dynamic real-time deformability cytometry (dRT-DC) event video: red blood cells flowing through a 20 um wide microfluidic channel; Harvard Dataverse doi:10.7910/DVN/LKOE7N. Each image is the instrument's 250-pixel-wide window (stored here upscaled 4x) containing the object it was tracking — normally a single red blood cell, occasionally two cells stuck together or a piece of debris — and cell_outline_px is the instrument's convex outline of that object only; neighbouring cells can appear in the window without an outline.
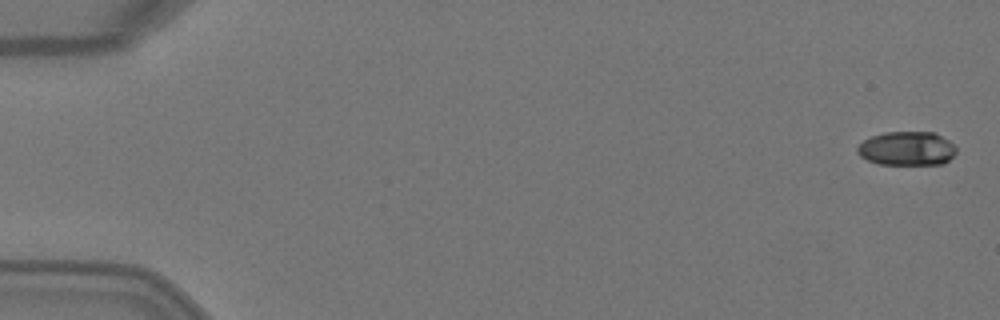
{"species": "Egyptian fruit bat (a non-hibernating species)", "species_latin": "Rousettus aegyptiacus", "temperature_condition": "warm", "stored_images_in_passage": 4, "camera_frame_rate_fps": 3000, "um_per_image_px": 0.085, "animal": {"sex": "female"}, "frame": {"image": 1, "passage_image": 1, "time_ms": 0.0, "image_size_px": [1000, 320], "cell_outline_px": [[956, 152], [944, 164], [876, 164], [860, 156], [856, 152], [856, 148], [864, 140], [872, 136], [884, 132], [936, 132], [948, 140], [956, 148]], "centroid_in_image_um": [77.07, 12.62], "position_along_channel_um": 7.9, "area_um2": 19.59}}
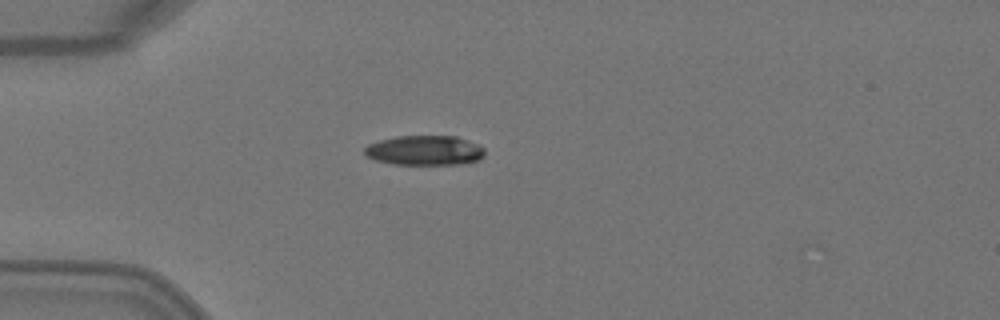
{"frame": {"image": 2, "passage_image": 4, "time_ms": 1.0, "image_size_px": [1000, 320], "cell_outline_px": [[484, 156], [480, 160], [460, 164], [392, 164], [376, 160], [368, 156], [364, 152], [364, 148], [368, 144], [380, 140], [396, 136], [456, 136], [476, 144], [484, 148]], "centroid_in_image_um": [36.1, 12.78], "position_along_channel_um": 48.9, "area_um2": 20.75}}